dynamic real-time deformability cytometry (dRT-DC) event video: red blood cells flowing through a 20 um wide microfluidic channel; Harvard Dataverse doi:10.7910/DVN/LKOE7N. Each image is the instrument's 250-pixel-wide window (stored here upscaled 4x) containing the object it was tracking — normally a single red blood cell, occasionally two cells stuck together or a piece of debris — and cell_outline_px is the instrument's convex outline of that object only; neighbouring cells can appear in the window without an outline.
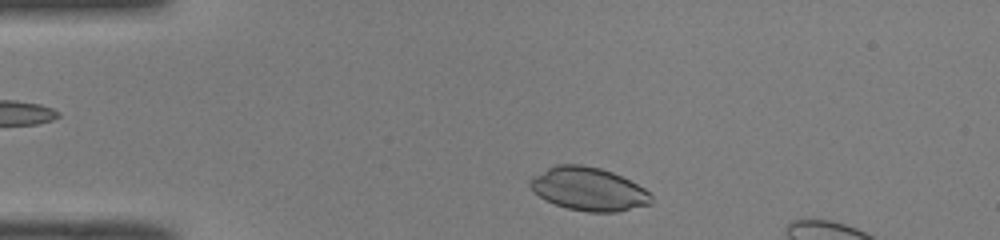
{"species": "common noctule bat (a hibernating species)", "species_latin": "Nyctalus noctula", "temperature_condition": "room temperature", "stored_images_in_passage": 7, "camera_frame_rate_fps": 3000, "um_per_image_px": 0.085, "animal": {"sex": "male", "body_mass_g": 19.0, "forearm_length_mm": 50.8}, "frame": {"image": 1, "passage_image": 2, "time_ms": 0.333, "image_size_px": [1000, 240], "cell_outline_px": [[652, 204], [616, 212], [588, 212], [568, 208], [544, 200], [528, 184], [536, 176], [548, 168], [556, 164], [580, 164], [600, 168], [612, 172], [644, 188], [652, 196]], "centroid_in_image_um": [50.06, 16.08], "position_along_channel_um": 34.9, "area_um2": 30.11}}